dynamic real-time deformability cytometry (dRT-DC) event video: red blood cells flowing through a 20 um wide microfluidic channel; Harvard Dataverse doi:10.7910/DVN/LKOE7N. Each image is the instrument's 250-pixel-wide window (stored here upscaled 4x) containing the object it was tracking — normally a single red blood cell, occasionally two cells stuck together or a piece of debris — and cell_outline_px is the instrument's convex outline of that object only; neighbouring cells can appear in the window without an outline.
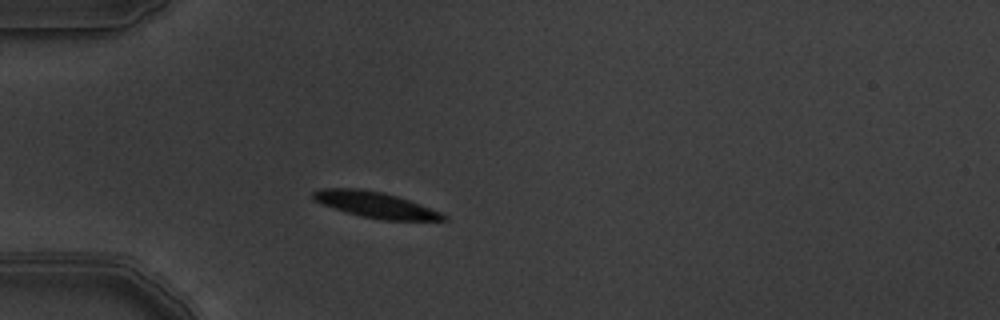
{"species": "common noctule bat (a hibernating species)", "species_latin": "Nyctalus noctula", "temperature_condition": "warm", "stored_images_in_passage": 2, "camera_frame_rate_fps": 3000, "um_per_image_px": 0.085, "animal": {"sex": "male", "body_mass_g": 19.5, "forearm_length_mm": 54.6}, "frame": {"image": 1, "passage_image": 2, "time_ms": 0.333, "image_size_px": [1000, 320], "cell_outline_px": [[448, 220], [384, 220], [360, 216], [324, 204], [316, 200], [312, 196], [312, 192], [324, 188], [360, 188], [384, 192], [420, 204], [440, 212], [448, 216]], "centroid_in_image_um": [31.95, 17.4], "position_along_channel_um": 53.1, "area_um2": 19.31}}